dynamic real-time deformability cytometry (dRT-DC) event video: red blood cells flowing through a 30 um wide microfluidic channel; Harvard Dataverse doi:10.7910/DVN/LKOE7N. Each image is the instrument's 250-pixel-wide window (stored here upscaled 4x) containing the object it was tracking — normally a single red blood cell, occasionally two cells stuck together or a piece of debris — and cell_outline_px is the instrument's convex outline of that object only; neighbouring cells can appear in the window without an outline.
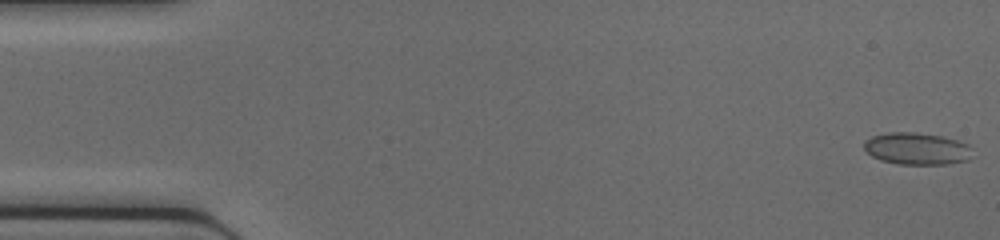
{"species": "common noctule bat (a hibernating species)", "species_latin": "Nyctalus noctula", "temperature_condition": "cold", "stored_images_in_passage": 46, "camera_frame_rate_fps": 3000, "um_per_image_px": 0.085, "animal": {"sex": "female", "body_mass_g": 17.0, "forearm_length_mm": 48.0}, "frame": {"image": 1, "passage_image": 1, "time_ms": 0.0, "image_size_px": [1000, 240], "cell_outline_px": [[972, 148], [968, 160], [948, 164], [896, 164], [880, 160], [872, 156], [864, 148], [864, 140], [872, 136], [888, 132], [916, 132], [944, 136], [968, 144]], "centroid_in_image_um": [77.92, 12.63], "position_along_channel_um": 7.1, "area_um2": 20.35}}
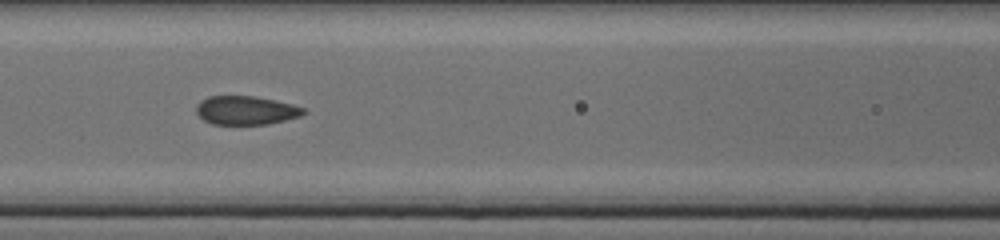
{"frame": {"image": 2, "passage_image": 20, "time_ms": 6.333, "image_size_px": [1000, 240], "cell_outline_px": [[308, 112], [300, 116], [268, 124], [212, 124], [204, 120], [196, 112], [196, 104], [200, 100], [208, 96], [256, 96], [276, 100], [292, 104], [304, 108]], "centroid_in_image_um": [20.9, 9.37], "position_along_channel_um": 145.7, "area_um2": 18.03}}
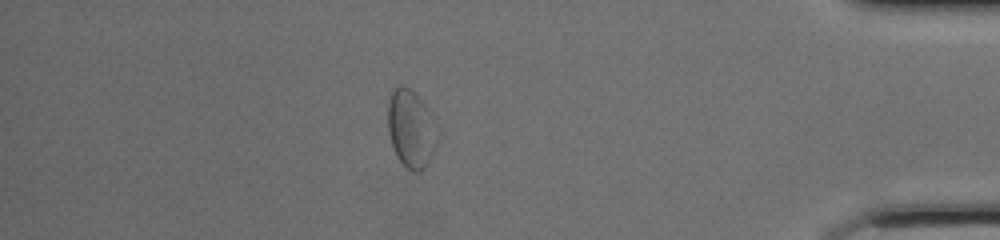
{"frame": {"image": 3, "passage_image": 40, "time_ms": 13.0, "image_size_px": [1000, 240], "cell_outline_px": [[436, 144], [432, 156], [424, 168], [420, 172], [412, 172], [396, 156], [388, 132], [388, 104], [392, 92], [400, 84], [404, 84], [424, 104], [428, 112], [436, 140]], "centroid_in_image_um": [34.88, 10.98], "position_along_channel_um": 400.3, "area_um2": 21.5}}